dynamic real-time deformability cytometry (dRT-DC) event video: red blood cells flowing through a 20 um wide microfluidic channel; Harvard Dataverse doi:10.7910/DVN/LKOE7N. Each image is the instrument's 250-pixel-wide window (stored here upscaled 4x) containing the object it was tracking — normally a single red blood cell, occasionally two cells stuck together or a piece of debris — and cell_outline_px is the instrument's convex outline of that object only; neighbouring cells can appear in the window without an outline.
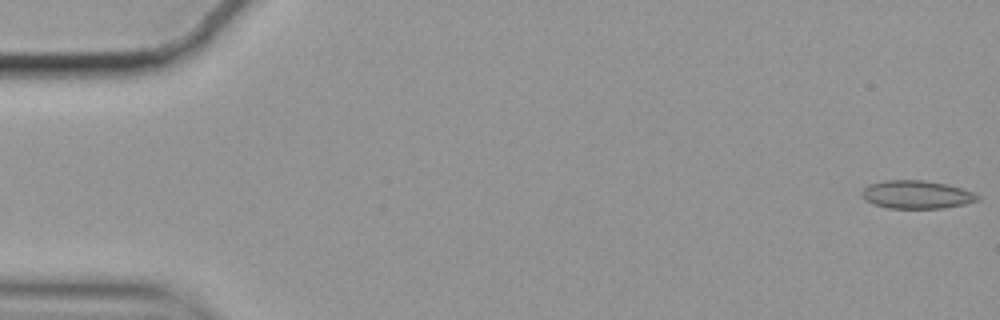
{"species": "common noctule bat (a hibernating species)", "species_latin": "Nyctalus noctula", "temperature_condition": "cold", "stored_images_in_passage": 58, "camera_frame_rate_fps": 3000, "um_per_image_px": 0.085, "animal": {"sex": "female", "body_mass_g": 19.9}, "frame": {"image": 1, "passage_image": 1, "time_ms": 0.0, "image_size_px": [1000, 320], "cell_outline_px": [[980, 200], [964, 204], [940, 208], [888, 208], [876, 204], [860, 196], [860, 192], [864, 188], [872, 184], [888, 180], [924, 180], [944, 184], [960, 188], [972, 192], [980, 196]], "centroid_in_image_um": [77.92, 16.54], "position_along_channel_um": 7.1, "area_um2": 18.61}}
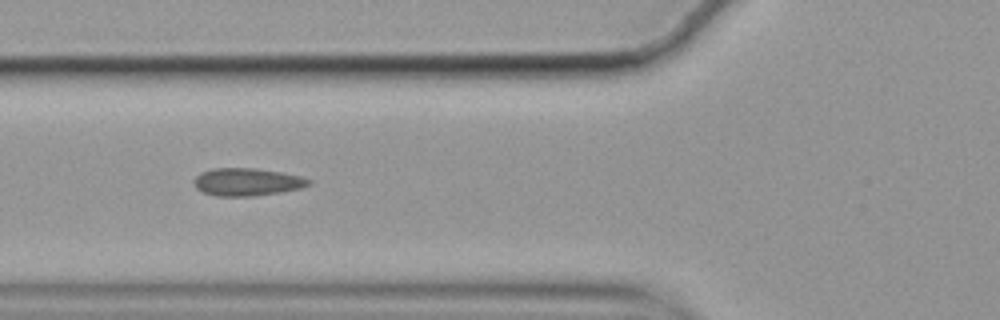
{"frame": {"image": 2, "passage_image": 21, "time_ms": 6.667, "image_size_px": [1000, 320], "cell_outline_px": [[312, 184], [300, 188], [280, 192], [252, 196], [216, 196], [204, 192], [196, 188], [192, 180], [200, 172], [212, 168], [256, 168], [280, 172], [300, 176], [312, 180]], "centroid_in_image_um": [20.98, 15.46], "position_along_channel_um": 104.8, "area_um2": 18.55}}
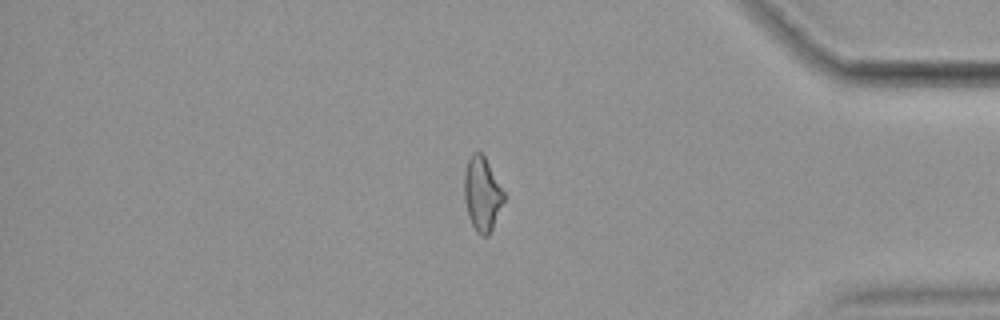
{"frame": {"image": 3, "passage_image": 48, "time_ms": 15.667, "image_size_px": [1000, 320], "cell_outline_px": [[504, 200], [492, 228], [488, 236], [480, 236], [476, 232], [468, 216], [464, 196], [464, 172], [468, 160], [472, 152], [480, 152], [484, 156], [504, 192]], "centroid_in_image_um": [40.96, 16.5], "position_along_channel_um": 394.2, "area_um2": 16.88}}